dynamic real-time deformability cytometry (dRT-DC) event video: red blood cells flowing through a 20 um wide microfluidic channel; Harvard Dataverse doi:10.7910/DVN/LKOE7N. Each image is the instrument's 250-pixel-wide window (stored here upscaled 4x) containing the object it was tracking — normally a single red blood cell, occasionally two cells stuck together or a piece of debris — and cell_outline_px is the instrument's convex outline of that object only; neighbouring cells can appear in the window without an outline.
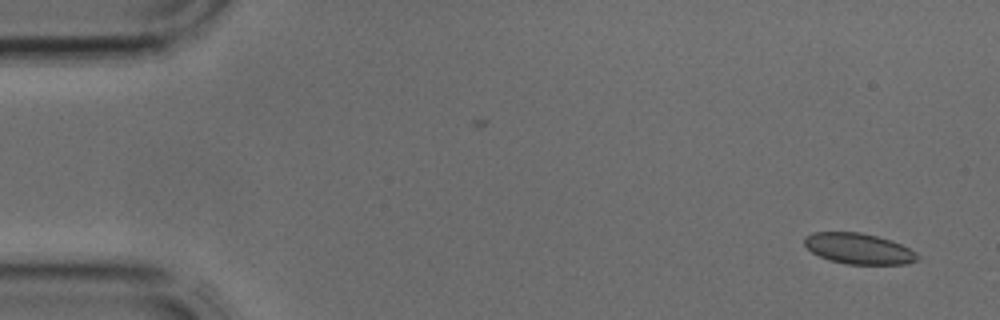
{"species": "common noctule bat (a hibernating species)", "species_latin": "Nyctalus noctula", "temperature_condition": "cold", "stored_images_in_passage": 3, "segment_of_instrument_passage": [2, 2], "camera_frame_rate_fps": 3000, "um_per_image_px": 0.085, "animal": {"sex": "male", "body_mass_g": 17.9, "forearm_length_mm": 54.2}, "frame": {"image": 1, "passage_image": 3, "time_ms": 0.667, "image_size_px": [1000, 320], "cell_outline_px": [[920, 260], [904, 264], [848, 264], [828, 260], [812, 252], [804, 244], [804, 236], [812, 232], [860, 232], [892, 240], [916, 252], [920, 256]], "centroid_in_image_um": [72.99, 21.13], "position_along_channel_um": 12.0, "area_um2": 20.35}}